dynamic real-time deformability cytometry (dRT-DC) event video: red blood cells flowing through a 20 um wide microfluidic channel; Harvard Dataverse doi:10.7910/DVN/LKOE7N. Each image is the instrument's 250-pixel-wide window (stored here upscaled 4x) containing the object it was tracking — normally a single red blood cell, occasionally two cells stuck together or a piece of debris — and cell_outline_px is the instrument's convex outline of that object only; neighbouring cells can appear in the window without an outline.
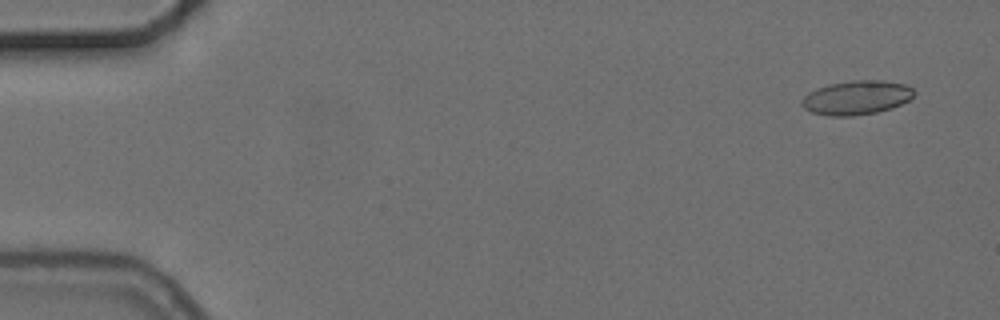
{"species": "common noctule bat (a hibernating species)", "species_latin": "Nyctalus noctula", "temperature_condition": "cold", "stored_images_in_passage": 6, "camera_frame_rate_fps": 3000, "um_per_image_px": 0.085, "animal": {"sex": "female", "body_mass_g": 24.6, "forearm_length_mm": 56.2}, "frame": {"image": 1, "passage_image": 1, "time_ms": 0.0, "image_size_px": [1000, 320], "cell_outline_px": [[916, 92], [908, 100], [892, 108], [876, 112], [852, 116], [828, 116], [812, 112], [804, 108], [800, 104], [800, 100], [808, 92], [816, 88], [828, 84], [852, 80], [884, 80], [908, 84]], "centroid_in_image_um": [72.79, 8.28], "position_along_channel_um": 12.2, "area_um2": 22.54}}
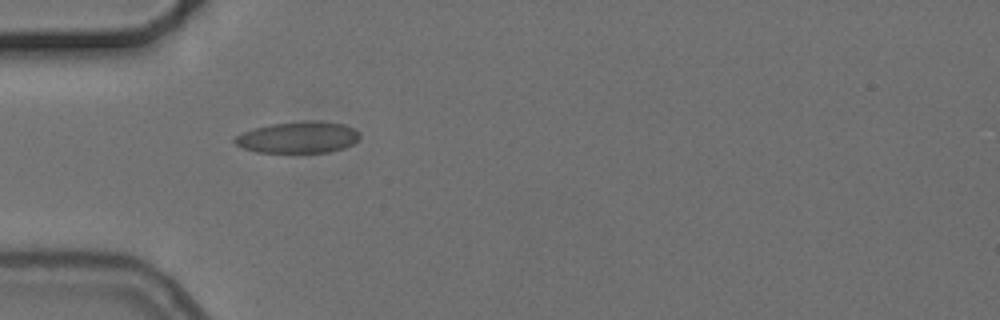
{"frame": {"image": 2, "passage_image": 5, "time_ms": 4.667, "image_size_px": [1000, 320], "cell_outline_px": [[360, 136], [352, 144], [344, 148], [328, 152], [256, 152], [244, 148], [236, 144], [232, 140], [236, 136], [244, 132], [256, 128], [272, 124], [304, 120], [316, 120], [344, 124], [360, 132]], "centroid_in_image_um": [25.36, 11.66], "position_along_channel_um": 59.6, "area_um2": 22.83}}
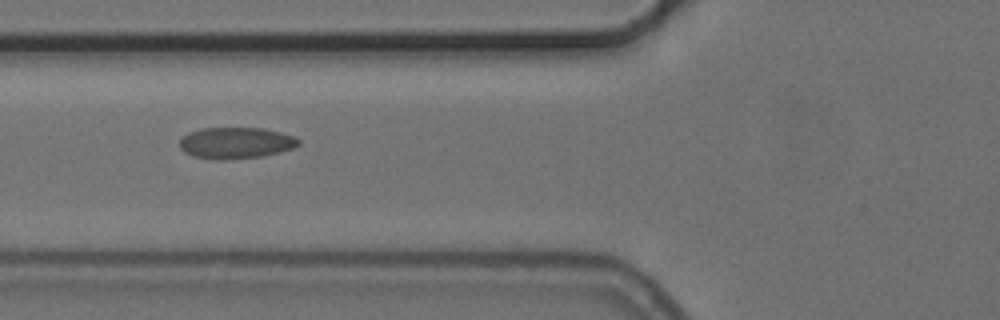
{"frame": {"image": 3, "passage_image": 6, "time_ms": 6.0, "image_size_px": [1000, 320], "cell_outline_px": [[300, 144], [292, 148], [280, 152], [264, 156], [224, 160], [216, 160], [192, 156], [184, 152], [180, 148], [180, 140], [188, 132], [200, 128], [264, 128], [280, 132], [292, 136], [300, 140]], "centroid_in_image_um": [20.03, 12.15], "position_along_channel_um": 105.8, "area_um2": 21.85}}